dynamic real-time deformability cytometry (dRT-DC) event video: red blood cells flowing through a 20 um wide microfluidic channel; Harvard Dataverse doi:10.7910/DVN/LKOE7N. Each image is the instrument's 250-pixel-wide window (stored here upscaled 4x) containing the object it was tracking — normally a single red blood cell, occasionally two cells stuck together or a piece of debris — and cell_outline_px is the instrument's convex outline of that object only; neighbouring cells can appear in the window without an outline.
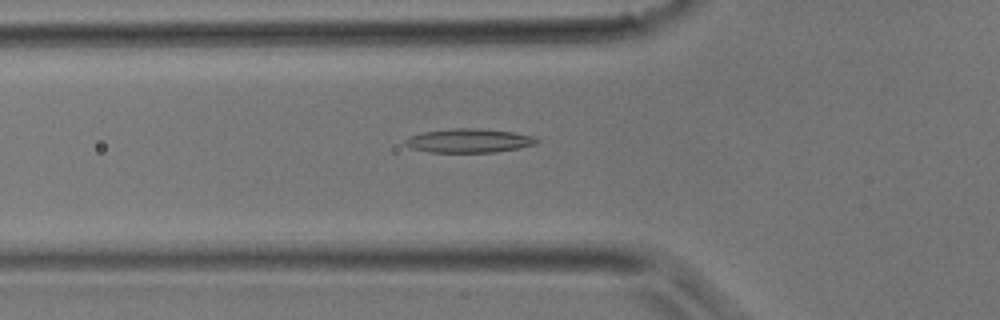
{"species": "common noctule bat (a hibernating species)", "species_latin": "Nyctalus noctula", "temperature_condition": "room temperature", "stored_images_in_passage": 33, "camera_frame_rate_fps": 3000, "um_per_image_px": 0.085, "animal": {"sex": "male", "body_mass_g": 17.9}, "frame": {"image": 1, "passage_image": 9, "time_ms": 2.667, "image_size_px": [1000, 320], "cell_outline_px": [[540, 140], [536, 144], [520, 148], [496, 152], [428, 152], [412, 148], [404, 144], [404, 140], [408, 136], [420, 132], [456, 128], [476, 128], [512, 132], [536, 136]], "centroid_in_image_um": [39.86, 11.95], "position_along_channel_um": 85.9, "area_um2": 18.5}}
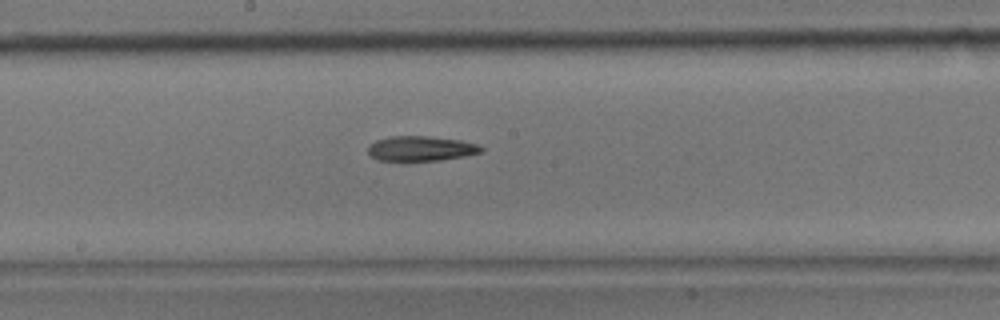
{"frame": {"image": 2, "passage_image": 16, "time_ms": 5.0, "image_size_px": [1000, 320], "cell_outline_px": [[484, 152], [464, 156], [440, 160], [404, 164], [380, 160], [368, 156], [368, 144], [376, 140], [388, 136], [428, 136], [460, 140], [476, 144], [484, 148]], "centroid_in_image_um": [35.7, 12.67], "position_along_channel_um": 212.5, "area_um2": 17.34}}
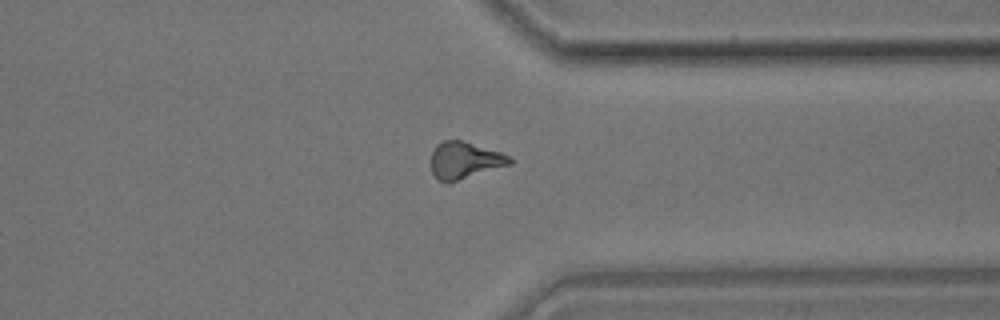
{"frame": {"image": 3, "passage_image": 25, "time_ms": 8.0, "image_size_px": [1000, 320], "cell_outline_px": [[512, 164], [448, 184], [440, 180], [432, 172], [432, 152], [436, 144], [444, 140], [460, 140], [500, 152], [508, 156], [512, 160]], "centroid_in_image_um": [39.49, 13.64], "position_along_channel_um": 371.9, "area_um2": 16.82}}